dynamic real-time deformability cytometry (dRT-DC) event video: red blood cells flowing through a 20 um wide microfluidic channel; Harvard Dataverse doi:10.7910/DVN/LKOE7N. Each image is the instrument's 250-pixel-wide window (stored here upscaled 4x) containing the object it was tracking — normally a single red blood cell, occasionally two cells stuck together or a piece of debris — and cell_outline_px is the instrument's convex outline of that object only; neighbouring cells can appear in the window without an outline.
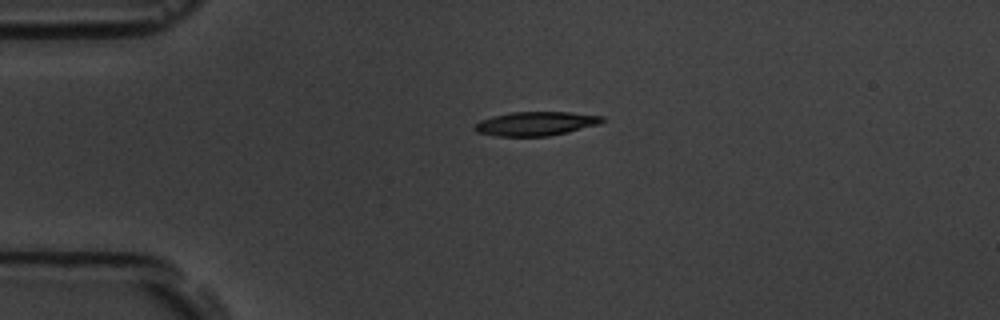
{"species": "common noctule bat (a hibernating species)", "species_latin": "Nyctalus noctula", "temperature_condition": "room temperature", "stored_images_in_passage": 2, "camera_frame_rate_fps": 3000, "um_per_image_px": 0.085, "animal": {"sex": "male", "body_mass_g": 19.5, "forearm_length_mm": 54.6}, "frame": {"image": 1, "passage_image": 1, "time_ms": 0.0, "image_size_px": [1000, 320], "cell_outline_px": [[608, 120], [600, 124], [568, 132], [548, 136], [496, 136], [476, 132], [472, 128], [480, 120], [492, 116], [512, 112], [568, 112], [604, 116]], "centroid_in_image_um": [45.57, 10.51], "position_along_channel_um": 39.4, "area_um2": 17.98}}